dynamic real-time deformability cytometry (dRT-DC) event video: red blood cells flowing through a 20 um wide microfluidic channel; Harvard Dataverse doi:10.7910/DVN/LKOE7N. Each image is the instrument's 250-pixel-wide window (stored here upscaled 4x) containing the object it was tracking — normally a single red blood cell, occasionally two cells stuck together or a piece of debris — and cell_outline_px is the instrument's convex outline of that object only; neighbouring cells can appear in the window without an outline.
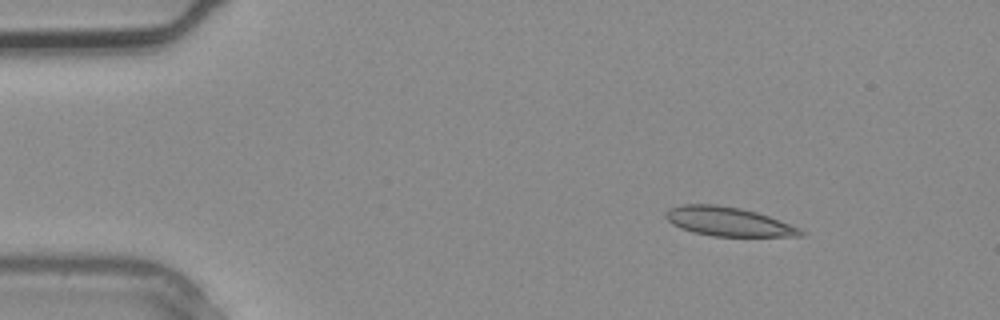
{"species": "common noctule bat (a hibernating species)", "species_latin": "Nyctalus noctula", "temperature_condition": "warm", "stored_images_in_passage": 2, "camera_frame_rate_fps": 3000, "um_per_image_px": 0.085, "animal": {"sex": "male", "body_mass_g": 20.4}, "frame": {"image": 1, "passage_image": 1, "time_ms": 0.0, "image_size_px": [1000, 320], "cell_outline_px": [[808, 232], [804, 236], [712, 236], [692, 232], [680, 228], [672, 224], [664, 216], [668, 208], [680, 204], [716, 204], [740, 208], [756, 212], [768, 216], [800, 228]], "centroid_in_image_um": [61.89, 18.83], "position_along_channel_um": 23.1, "area_um2": 22.95}}
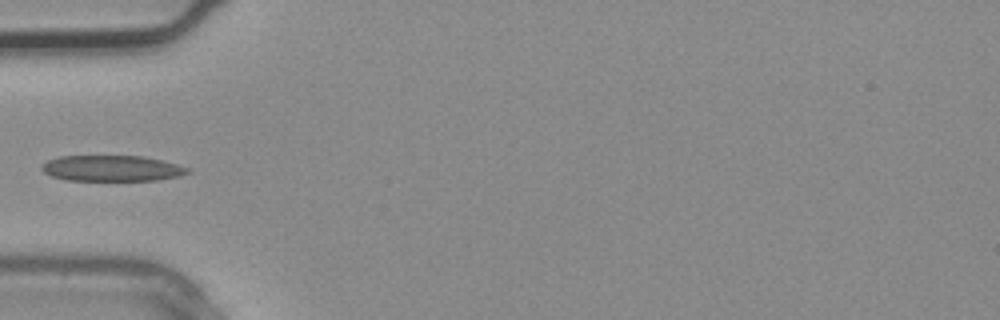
{"frame": {"image": 2, "passage_image": 2, "time_ms": 0.333, "image_size_px": [1000, 320], "cell_outline_px": [[192, 172], [180, 176], [156, 180], [64, 180], [52, 176], [44, 172], [40, 168], [40, 164], [48, 160], [60, 156], [144, 156], [192, 168]], "centroid_in_image_um": [9.52, 14.3], "position_along_channel_um": 75.5, "area_um2": 22.08}}